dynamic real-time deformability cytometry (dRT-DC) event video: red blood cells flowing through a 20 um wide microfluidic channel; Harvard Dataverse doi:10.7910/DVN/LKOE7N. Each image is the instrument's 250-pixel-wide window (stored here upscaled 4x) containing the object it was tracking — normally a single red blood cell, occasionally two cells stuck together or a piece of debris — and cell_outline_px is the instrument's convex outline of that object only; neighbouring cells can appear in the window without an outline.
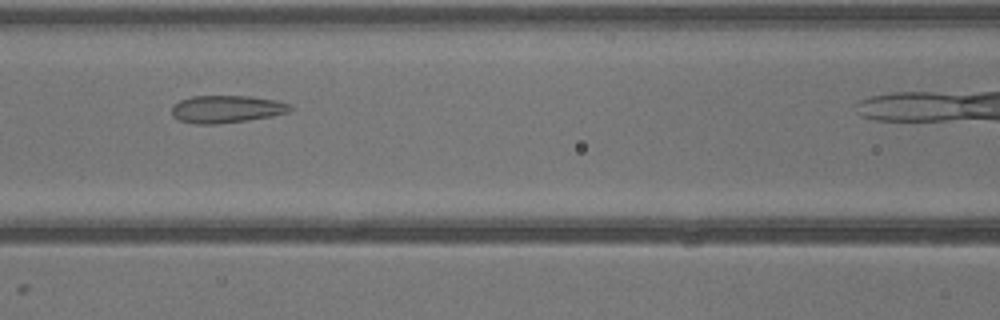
{"species": "common noctule bat (a hibernating species)", "species_latin": "Nyctalus noctula", "temperature_condition": "warm", "stored_images_in_passage": 33, "camera_frame_rate_fps": 3000, "um_per_image_px": 0.085, "animal": {"sex": "male", "body_mass_g": 13.3}, "frame": {"image": 1, "passage_image": 9, "time_ms": 2.667, "image_size_px": [1000, 320], "cell_outline_px": [[292, 112], [272, 116], [248, 120], [216, 124], [196, 124], [180, 120], [172, 116], [172, 108], [180, 100], [192, 96], [252, 96], [276, 100], [288, 104], [292, 108]], "centroid_in_image_um": [19.29, 9.27], "position_along_channel_um": 147.3, "area_um2": 18.96}}
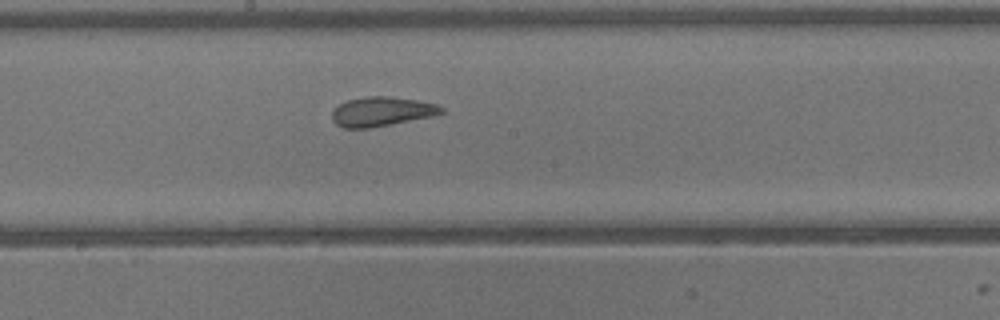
{"frame": {"image": 2, "passage_image": 13, "time_ms": 4.0, "image_size_px": [1000, 320], "cell_outline_px": [[444, 112], [432, 116], [368, 128], [344, 128], [336, 124], [332, 120], [332, 112], [340, 104], [348, 100], [368, 96], [392, 96], [416, 100], [436, 104], [444, 108]], "centroid_in_image_um": [32.44, 9.47], "position_along_channel_um": 215.8, "area_um2": 18.5}}
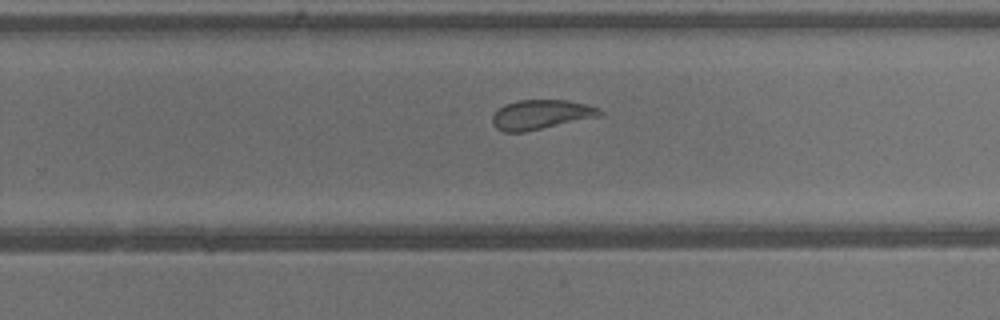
{"frame": {"image": 3, "passage_image": 17, "time_ms": 5.333, "image_size_px": [1000, 320], "cell_outline_px": [[604, 112], [600, 116], [524, 132], [504, 132], [496, 128], [492, 124], [492, 116], [504, 104], [520, 100], [564, 100], [588, 104], [600, 108]], "centroid_in_image_um": [45.99, 9.74], "position_along_channel_um": 283.8, "area_um2": 18.44}}